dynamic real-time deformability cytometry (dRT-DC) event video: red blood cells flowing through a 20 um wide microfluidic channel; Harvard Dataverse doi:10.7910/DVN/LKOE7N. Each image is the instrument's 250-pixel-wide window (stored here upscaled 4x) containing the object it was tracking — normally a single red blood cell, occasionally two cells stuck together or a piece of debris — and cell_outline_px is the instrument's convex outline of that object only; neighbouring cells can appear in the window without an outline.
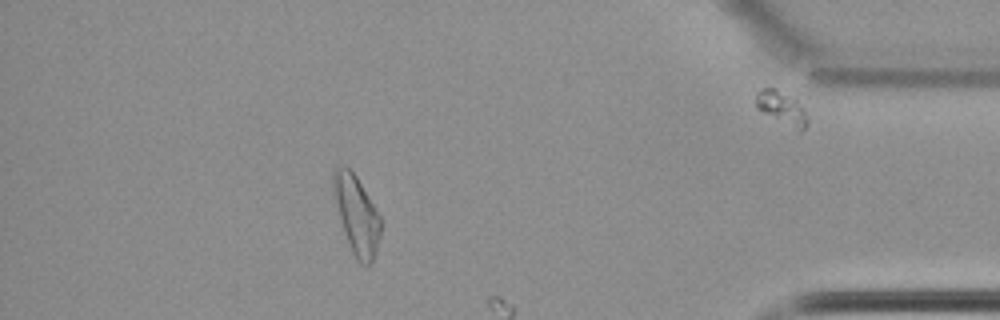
{"species": "common noctule bat (a hibernating species)", "species_latin": "Nyctalus noctula", "temperature_condition": "cold", "stored_images_in_passage": 62, "camera_frame_rate_fps": 3000, "um_per_image_px": 0.085, "animal": {"sex": "female", "body_mass_g": 22.7, "forearm_length_mm": 54.2}, "frame": {"image": 1, "passage_image": 55, "time_ms": 18.0, "image_size_px": [1000, 320], "cell_outline_px": [[384, 220], [376, 252], [372, 264], [368, 268], [364, 268], [356, 260], [348, 244], [340, 220], [332, 192], [332, 172], [336, 164], [344, 164], [356, 176]], "centroid_in_image_um": [30.32, 18.29], "position_along_channel_um": 404.9, "area_um2": 22.54}}